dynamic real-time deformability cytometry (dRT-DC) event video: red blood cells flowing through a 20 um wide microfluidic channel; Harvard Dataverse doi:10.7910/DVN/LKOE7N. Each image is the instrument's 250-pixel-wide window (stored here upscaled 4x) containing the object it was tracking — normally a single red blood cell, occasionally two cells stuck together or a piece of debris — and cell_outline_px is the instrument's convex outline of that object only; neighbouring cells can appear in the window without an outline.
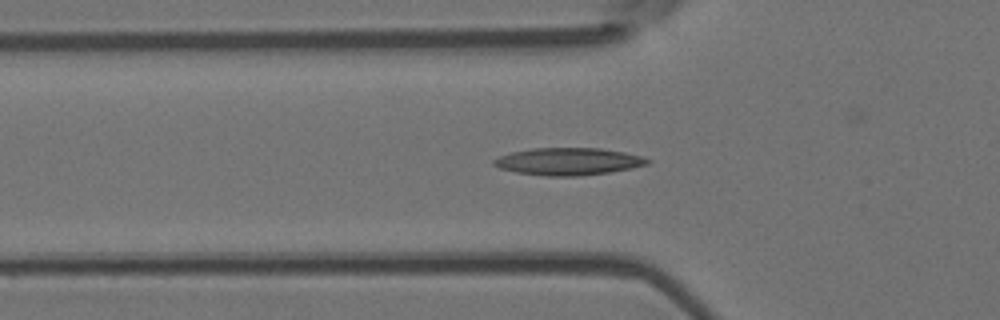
{"species": "Egyptian fruit bat (a non-hibernating species)", "species_latin": "Rousettus aegyptiacus", "temperature_condition": "room temperature", "stored_images_in_passage": 54, "segment_of_instrument_passage": [1, 2], "camera_frame_rate_fps": 3000, "um_per_image_px": 0.085, "animal": {"sex": "female"}, "frame": {"image": 1, "passage_image": 17, "time_ms": 5.333, "image_size_px": [1000, 320], "cell_outline_px": [[652, 160], [648, 164], [632, 168], [608, 172], [580, 176], [544, 176], [516, 172], [500, 168], [492, 164], [492, 160], [500, 156], [512, 152], [532, 148], [600, 148], [624, 152], [644, 156]], "centroid_in_image_um": [48.33, 13.72], "position_along_channel_um": 77.5, "area_um2": 24.51}}
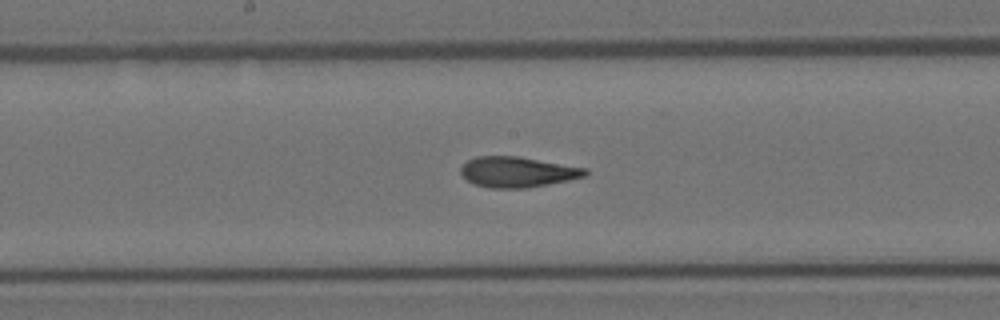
{"frame": {"image": 2, "passage_image": 27, "time_ms": 8.667, "image_size_px": [1000, 320], "cell_outline_px": [[588, 172], [584, 176], [568, 180], [528, 188], [492, 188], [472, 184], [460, 172], [460, 168], [468, 160], [476, 156], [520, 156], [588, 168]], "centroid_in_image_um": [43.99, 14.61], "position_along_channel_um": 204.2, "area_um2": 22.2}}
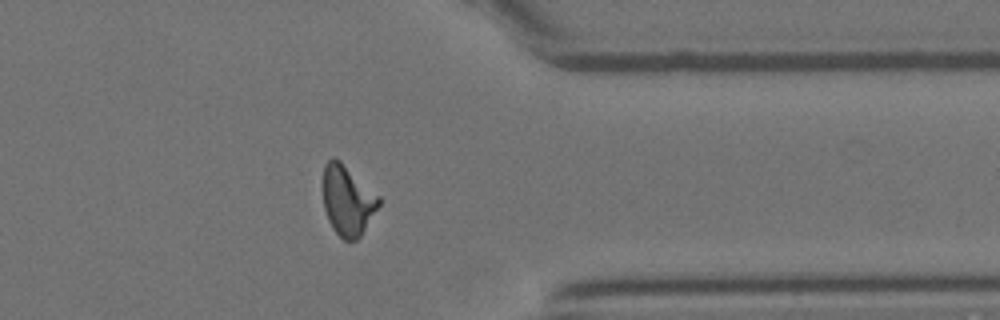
{"frame": {"image": 3, "passage_image": 42, "time_ms": 13.667, "image_size_px": [1000, 320], "cell_outline_px": [[380, 204], [360, 236], [356, 240], [344, 240], [332, 228], [328, 220], [324, 208], [320, 184], [324, 164], [332, 156], [340, 160], [380, 196]], "centroid_in_image_um": [29.49, 16.98], "position_along_channel_um": 381.9, "area_um2": 23.24}}